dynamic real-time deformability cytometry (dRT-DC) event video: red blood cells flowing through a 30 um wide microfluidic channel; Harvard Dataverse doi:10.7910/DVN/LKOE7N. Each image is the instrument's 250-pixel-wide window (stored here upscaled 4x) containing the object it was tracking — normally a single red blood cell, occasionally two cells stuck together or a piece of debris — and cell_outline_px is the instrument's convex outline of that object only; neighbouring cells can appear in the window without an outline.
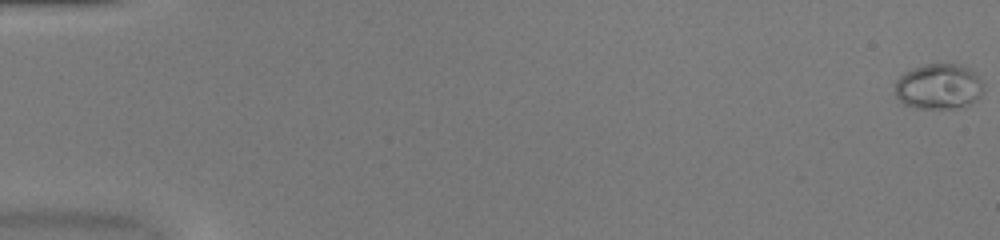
{"species": "common noctule bat (a hibernating species)", "species_latin": "Nyctalus noctula", "temperature_condition": "warm", "stored_images_in_passage": 52, "camera_frame_rate_fps": 3000, "um_per_image_px": 0.085, "animal": {"sex": "female", "body_mass_g": 20.0, "forearm_length_mm": 54.0}, "frame": {"image": 1, "passage_image": 1, "time_ms": 0.0, "image_size_px": [1000, 240], "cell_outline_px": [[984, 92], [976, 100], [964, 108], [916, 108], [904, 104], [896, 96], [896, 80], [904, 72], [912, 68], [928, 64], [960, 64], [972, 68], [980, 76], [984, 84]], "centroid_in_image_um": [79.86, 7.35], "position_along_channel_um": 5.1, "area_um2": 23.93}}
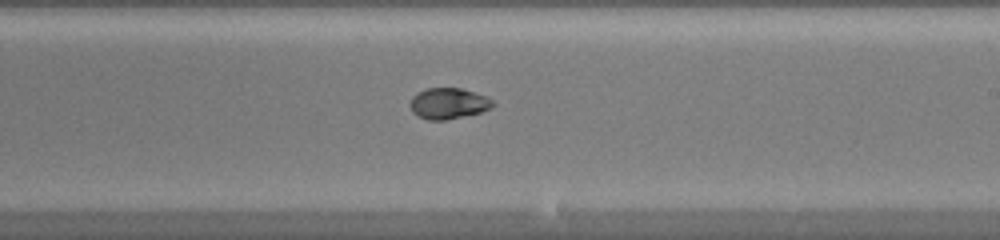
{"frame": {"image": 2, "passage_image": 32, "time_ms": 10.333, "image_size_px": [1000, 240], "cell_outline_px": [[496, 104], [492, 108], [480, 112], [444, 120], [428, 120], [416, 116], [412, 112], [408, 104], [412, 96], [428, 88], [460, 88], [484, 96], [492, 100]], "centroid_in_image_um": [38.07, 8.8], "position_along_channel_um": 250.9, "area_um2": 14.85}}
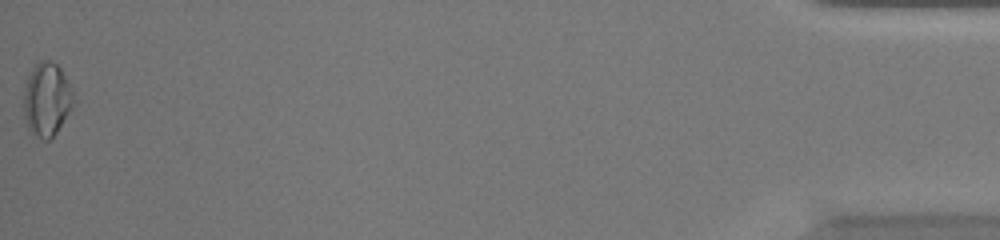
{"frame": {"image": 3, "passage_image": 52, "time_ms": 17.0, "image_size_px": [1000, 240], "cell_outline_px": [[76, 100], [72, 108], [56, 132], [48, 140], [44, 140], [36, 136], [28, 128], [24, 116], [24, 88], [28, 72], [40, 60], [52, 60], [60, 68], [72, 88]], "centroid_in_image_um": [3.98, 8.42], "position_along_channel_um": 431.2, "area_um2": 21.5}, "authors_computed_cell_mechanics": {"area_um2": 15.9239, "velocity_mm_per_s": 4.1144, "shape_relaxation_time_tau1_ms": null, "shape_relaxation_time_tau2_ms": 1.2164, "deformation_change_tau1": null, "deformation_change_tau2": 0.0346}}